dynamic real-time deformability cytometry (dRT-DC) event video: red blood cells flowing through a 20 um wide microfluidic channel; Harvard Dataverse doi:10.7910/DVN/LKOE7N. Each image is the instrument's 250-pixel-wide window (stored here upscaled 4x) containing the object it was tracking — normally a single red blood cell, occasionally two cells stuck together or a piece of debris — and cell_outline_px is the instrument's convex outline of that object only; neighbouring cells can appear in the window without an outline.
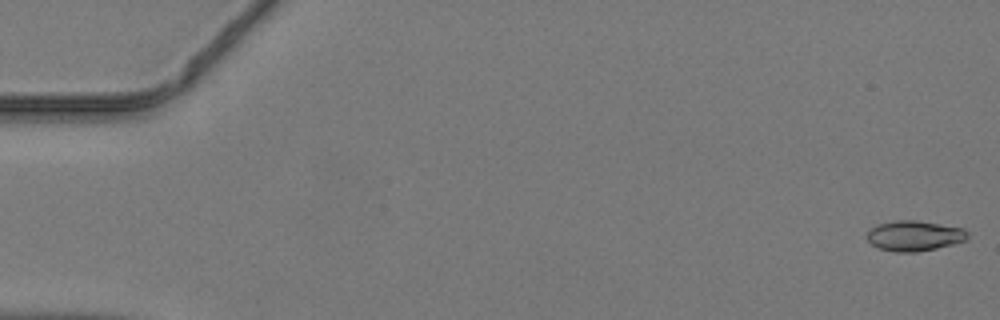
{"species": "common noctule bat (a hibernating species)", "species_latin": "Nyctalus noctula", "temperature_condition": "warm", "stored_images_in_passage": 36, "camera_frame_rate_fps": 3000, "um_per_image_px": 0.085, "animal": {"sex": "male", "body_mass_g": 19.2, "forearm_length_mm": 51.8}, "frame": {"image": 1, "passage_image": 1, "time_ms": 0.0, "image_size_px": [1000, 320], "cell_outline_px": [[968, 240], [936, 248], [916, 252], [896, 252], [880, 248], [872, 244], [868, 240], [868, 232], [876, 224], [896, 220], [916, 220], [964, 228], [968, 232]], "centroid_in_image_um": [77.75, 20.03], "position_along_channel_um": 7.3, "area_um2": 17.69}}